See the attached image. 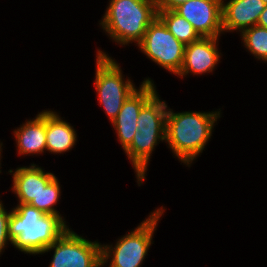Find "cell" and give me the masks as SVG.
I'll list each match as a JSON object with an SVG mask.
<instances>
[{
    "instance_id": "1",
    "label": "cell",
    "mask_w": 267,
    "mask_h": 267,
    "mask_svg": "<svg viewBox=\"0 0 267 267\" xmlns=\"http://www.w3.org/2000/svg\"><path fill=\"white\" fill-rule=\"evenodd\" d=\"M175 111L168 106L165 145L183 167L191 168L212 140L214 128L222 118L223 108L207 112Z\"/></svg>"
},
{
    "instance_id": "2",
    "label": "cell",
    "mask_w": 267,
    "mask_h": 267,
    "mask_svg": "<svg viewBox=\"0 0 267 267\" xmlns=\"http://www.w3.org/2000/svg\"><path fill=\"white\" fill-rule=\"evenodd\" d=\"M70 227L62 216L44 214L30 204H13L8 226L11 247L38 256Z\"/></svg>"
},
{
    "instance_id": "3",
    "label": "cell",
    "mask_w": 267,
    "mask_h": 267,
    "mask_svg": "<svg viewBox=\"0 0 267 267\" xmlns=\"http://www.w3.org/2000/svg\"><path fill=\"white\" fill-rule=\"evenodd\" d=\"M156 18L154 0H108L98 26L117 46L136 47Z\"/></svg>"
},
{
    "instance_id": "4",
    "label": "cell",
    "mask_w": 267,
    "mask_h": 267,
    "mask_svg": "<svg viewBox=\"0 0 267 267\" xmlns=\"http://www.w3.org/2000/svg\"><path fill=\"white\" fill-rule=\"evenodd\" d=\"M166 210L164 205L158 206L134 229H128L124 235L113 240V243H101L102 267H142L149 256L148 252L150 253L154 244V234Z\"/></svg>"
},
{
    "instance_id": "5",
    "label": "cell",
    "mask_w": 267,
    "mask_h": 267,
    "mask_svg": "<svg viewBox=\"0 0 267 267\" xmlns=\"http://www.w3.org/2000/svg\"><path fill=\"white\" fill-rule=\"evenodd\" d=\"M93 79L97 102L111 123L119 114L123 103L139 87L131 76L123 74L121 64L101 47L95 50Z\"/></svg>"
},
{
    "instance_id": "6",
    "label": "cell",
    "mask_w": 267,
    "mask_h": 267,
    "mask_svg": "<svg viewBox=\"0 0 267 267\" xmlns=\"http://www.w3.org/2000/svg\"><path fill=\"white\" fill-rule=\"evenodd\" d=\"M138 52L176 78L184 59L185 45L177 40L157 17L147 28Z\"/></svg>"
},
{
    "instance_id": "7",
    "label": "cell",
    "mask_w": 267,
    "mask_h": 267,
    "mask_svg": "<svg viewBox=\"0 0 267 267\" xmlns=\"http://www.w3.org/2000/svg\"><path fill=\"white\" fill-rule=\"evenodd\" d=\"M86 238L70 227L38 257L50 253L52 257L48 267H102L101 242Z\"/></svg>"
},
{
    "instance_id": "8",
    "label": "cell",
    "mask_w": 267,
    "mask_h": 267,
    "mask_svg": "<svg viewBox=\"0 0 267 267\" xmlns=\"http://www.w3.org/2000/svg\"><path fill=\"white\" fill-rule=\"evenodd\" d=\"M156 82L145 77L139 84V88L132 93L123 103L119 114L110 123L116 140L124 151L133 140L137 131V118L143 105L159 90H157Z\"/></svg>"
},
{
    "instance_id": "9",
    "label": "cell",
    "mask_w": 267,
    "mask_h": 267,
    "mask_svg": "<svg viewBox=\"0 0 267 267\" xmlns=\"http://www.w3.org/2000/svg\"><path fill=\"white\" fill-rule=\"evenodd\" d=\"M221 38L201 37L185 45L183 64L176 77L184 80L191 75L193 77L212 75L224 56L219 48Z\"/></svg>"
},
{
    "instance_id": "10",
    "label": "cell",
    "mask_w": 267,
    "mask_h": 267,
    "mask_svg": "<svg viewBox=\"0 0 267 267\" xmlns=\"http://www.w3.org/2000/svg\"><path fill=\"white\" fill-rule=\"evenodd\" d=\"M174 11L185 18L201 37H223L222 0H190Z\"/></svg>"
},
{
    "instance_id": "11",
    "label": "cell",
    "mask_w": 267,
    "mask_h": 267,
    "mask_svg": "<svg viewBox=\"0 0 267 267\" xmlns=\"http://www.w3.org/2000/svg\"><path fill=\"white\" fill-rule=\"evenodd\" d=\"M6 174L12 177L10 191L14 193L17 203L21 204H30L56 177L53 171H46L44 167L34 162L26 166L18 165L15 169H9Z\"/></svg>"
},
{
    "instance_id": "12",
    "label": "cell",
    "mask_w": 267,
    "mask_h": 267,
    "mask_svg": "<svg viewBox=\"0 0 267 267\" xmlns=\"http://www.w3.org/2000/svg\"><path fill=\"white\" fill-rule=\"evenodd\" d=\"M266 5L267 0H222L223 36L235 32L240 35L257 25Z\"/></svg>"
},
{
    "instance_id": "13",
    "label": "cell",
    "mask_w": 267,
    "mask_h": 267,
    "mask_svg": "<svg viewBox=\"0 0 267 267\" xmlns=\"http://www.w3.org/2000/svg\"><path fill=\"white\" fill-rule=\"evenodd\" d=\"M18 126L11 133L15 140L17 157L34 158L46 155V109H42L34 118H27Z\"/></svg>"
},
{
    "instance_id": "14",
    "label": "cell",
    "mask_w": 267,
    "mask_h": 267,
    "mask_svg": "<svg viewBox=\"0 0 267 267\" xmlns=\"http://www.w3.org/2000/svg\"><path fill=\"white\" fill-rule=\"evenodd\" d=\"M166 142L165 133H142L135 132L132 143L123 151L134 170L137 186H143L147 180L152 154L155 153L159 144Z\"/></svg>"
},
{
    "instance_id": "15",
    "label": "cell",
    "mask_w": 267,
    "mask_h": 267,
    "mask_svg": "<svg viewBox=\"0 0 267 267\" xmlns=\"http://www.w3.org/2000/svg\"><path fill=\"white\" fill-rule=\"evenodd\" d=\"M78 136L76 127L61 117L60 111L46 109L47 154L59 156L71 152L79 142Z\"/></svg>"
},
{
    "instance_id": "16",
    "label": "cell",
    "mask_w": 267,
    "mask_h": 267,
    "mask_svg": "<svg viewBox=\"0 0 267 267\" xmlns=\"http://www.w3.org/2000/svg\"><path fill=\"white\" fill-rule=\"evenodd\" d=\"M168 104L156 92L141 108L137 130L142 133H165Z\"/></svg>"
},
{
    "instance_id": "17",
    "label": "cell",
    "mask_w": 267,
    "mask_h": 267,
    "mask_svg": "<svg viewBox=\"0 0 267 267\" xmlns=\"http://www.w3.org/2000/svg\"><path fill=\"white\" fill-rule=\"evenodd\" d=\"M157 17L175 38L184 45H188L201 38L194 27L174 10H159L157 11Z\"/></svg>"
},
{
    "instance_id": "18",
    "label": "cell",
    "mask_w": 267,
    "mask_h": 267,
    "mask_svg": "<svg viewBox=\"0 0 267 267\" xmlns=\"http://www.w3.org/2000/svg\"><path fill=\"white\" fill-rule=\"evenodd\" d=\"M242 47L254 59L267 63V28L255 25L244 30L240 35Z\"/></svg>"
},
{
    "instance_id": "19",
    "label": "cell",
    "mask_w": 267,
    "mask_h": 267,
    "mask_svg": "<svg viewBox=\"0 0 267 267\" xmlns=\"http://www.w3.org/2000/svg\"><path fill=\"white\" fill-rule=\"evenodd\" d=\"M62 185L58 177L56 176L44 189L37 198H34L30 205L36 207L39 211L44 214H53L64 217L66 220V215L61 214L57 209L58 204H61L62 196Z\"/></svg>"
},
{
    "instance_id": "20",
    "label": "cell",
    "mask_w": 267,
    "mask_h": 267,
    "mask_svg": "<svg viewBox=\"0 0 267 267\" xmlns=\"http://www.w3.org/2000/svg\"><path fill=\"white\" fill-rule=\"evenodd\" d=\"M0 198L1 194H0ZM5 203L0 199V257L3 255L5 250L12 245V241L9 238V219L12 212V208H7Z\"/></svg>"
},
{
    "instance_id": "21",
    "label": "cell",
    "mask_w": 267,
    "mask_h": 267,
    "mask_svg": "<svg viewBox=\"0 0 267 267\" xmlns=\"http://www.w3.org/2000/svg\"><path fill=\"white\" fill-rule=\"evenodd\" d=\"M190 0H154L157 11L174 10L177 6Z\"/></svg>"
},
{
    "instance_id": "22",
    "label": "cell",
    "mask_w": 267,
    "mask_h": 267,
    "mask_svg": "<svg viewBox=\"0 0 267 267\" xmlns=\"http://www.w3.org/2000/svg\"><path fill=\"white\" fill-rule=\"evenodd\" d=\"M258 26L267 28V5L264 9V11L261 13L259 19H258Z\"/></svg>"
},
{
    "instance_id": "23",
    "label": "cell",
    "mask_w": 267,
    "mask_h": 267,
    "mask_svg": "<svg viewBox=\"0 0 267 267\" xmlns=\"http://www.w3.org/2000/svg\"><path fill=\"white\" fill-rule=\"evenodd\" d=\"M4 148V143L0 139V175H2V162H3V149ZM1 178V177H0Z\"/></svg>"
}]
</instances>
